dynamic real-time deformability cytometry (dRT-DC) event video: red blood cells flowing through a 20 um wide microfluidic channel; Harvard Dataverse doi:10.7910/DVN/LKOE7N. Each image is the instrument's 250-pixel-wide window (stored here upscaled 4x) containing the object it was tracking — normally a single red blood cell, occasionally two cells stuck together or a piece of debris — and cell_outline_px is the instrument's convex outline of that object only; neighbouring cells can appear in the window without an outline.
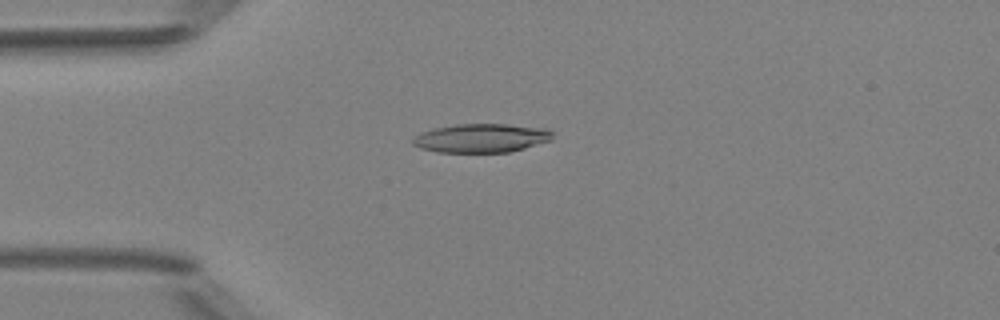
{"species": "Egyptian fruit bat (a non-hibernating species)", "species_latin": "Rousettus aegyptiacus", "temperature_condition": "room temperature", "stored_images_in_passage": 3, "camera_frame_rate_fps": 3000, "um_per_image_px": 0.085, "animal": {"sex": "female"}, "frame": {"image": 1, "passage_image": 3, "time_ms": 3.0, "image_size_px": [1000, 320], "cell_outline_px": [[552, 140], [524, 148], [508, 152], [436, 152], [420, 148], [412, 144], [412, 140], [420, 132], [436, 128], [456, 124], [508, 124], [548, 128], [552, 132]], "centroid_in_image_um": [40.92, 11.73], "position_along_channel_um": 44.1, "area_um2": 23.47}}